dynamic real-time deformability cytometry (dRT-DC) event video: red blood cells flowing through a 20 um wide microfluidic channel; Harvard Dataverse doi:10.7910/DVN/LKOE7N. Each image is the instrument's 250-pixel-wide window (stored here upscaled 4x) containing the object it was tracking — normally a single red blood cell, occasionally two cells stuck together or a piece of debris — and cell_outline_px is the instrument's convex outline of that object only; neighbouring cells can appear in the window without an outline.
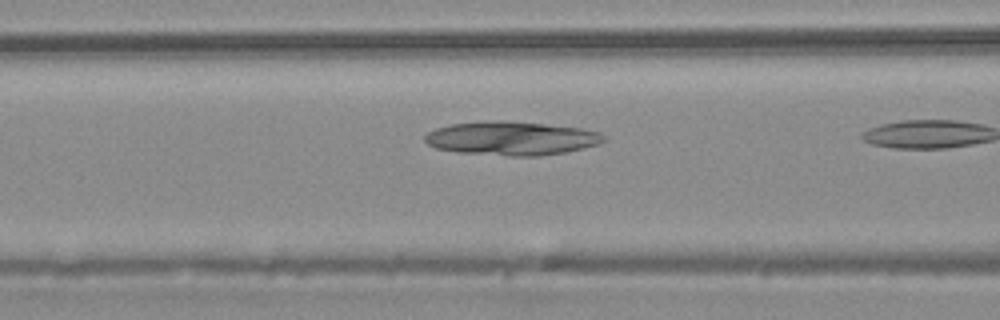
{"species": "common noctule bat (a hibernating species)", "species_latin": "Nyctalus noctula", "temperature_condition": "warm", "stored_images_in_passage": 5, "camera_frame_rate_fps": 3000, "um_per_image_px": 0.085, "animal": {"sex": "male", "body_mass_g": 20.4}, "frame": {"image": 1, "passage_image": 4, "time_ms": 1.0, "image_size_px": [1000, 320], "cell_outline_px": [[608, 140], [600, 144], [584, 148], [564, 152], [540, 156], [508, 156], [456, 152], [436, 148], [428, 144], [424, 140], [424, 136], [428, 132], [436, 128], [452, 124], [484, 120], [500, 120], [544, 124], [580, 128], [600, 132]], "centroid_in_image_um": [43.48, 11.76], "position_along_channel_um": 123.1, "area_um2": 35.37}}